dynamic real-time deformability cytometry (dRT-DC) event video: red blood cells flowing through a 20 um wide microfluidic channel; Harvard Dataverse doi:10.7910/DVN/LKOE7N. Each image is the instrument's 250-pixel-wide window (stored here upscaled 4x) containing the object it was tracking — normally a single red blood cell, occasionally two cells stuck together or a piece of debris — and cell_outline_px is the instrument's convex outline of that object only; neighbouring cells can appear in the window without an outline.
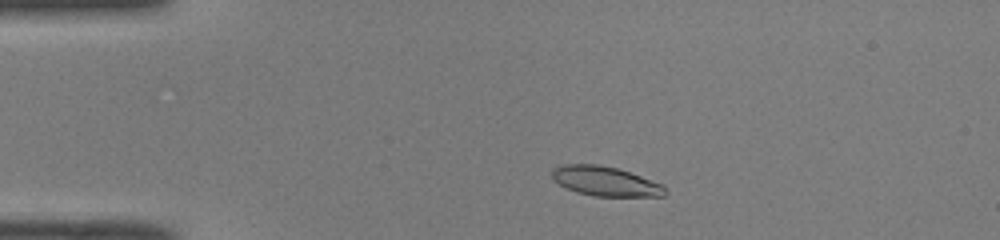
{"species": "common noctule bat (a hibernating species)", "species_latin": "Nyctalus noctula", "temperature_condition": "room temperature", "stored_images_in_passage": 44, "camera_frame_rate_fps": 3000, "um_per_image_px": 0.085, "animal": {"sex": "male", "body_mass_g": 19.0, "forearm_length_mm": 50.8}, "frame": {"image": 1, "passage_image": 5, "time_ms": 1.333, "image_size_px": [1000, 240], "cell_outline_px": [[668, 192], [664, 196], [592, 196], [576, 192], [552, 180], [552, 168], [560, 164], [596, 164], [616, 168], [664, 184]], "centroid_in_image_um": [51.45, 15.41], "position_along_channel_um": 33.6, "area_um2": 19.54}}
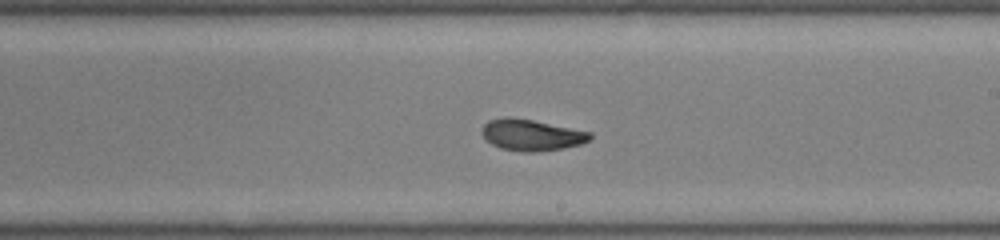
{"frame": {"image": 2, "passage_image": 24, "time_ms": 7.667, "image_size_px": [1000, 240], "cell_outline_px": [[592, 140], [580, 144], [564, 148], [536, 152], [524, 152], [500, 148], [492, 144], [480, 132], [480, 128], [488, 120], [512, 116], [592, 132]], "centroid_in_image_um": [45.18, 11.47], "position_along_channel_um": 243.8, "area_um2": 19.83}}
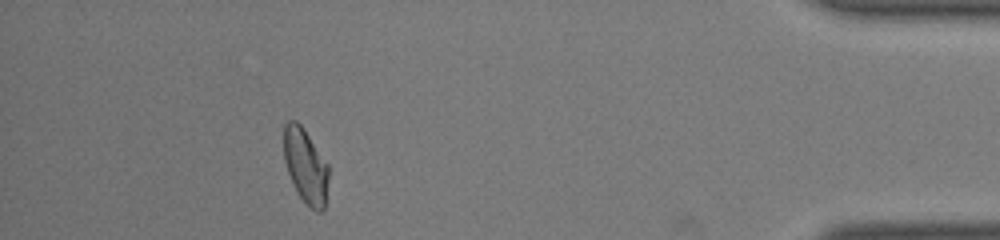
{"frame": {"image": 3, "passage_image": 40, "time_ms": 13.0, "image_size_px": [1000, 240], "cell_outline_px": [[328, 180], [324, 208], [320, 212], [316, 212], [296, 192], [288, 172], [284, 160], [284, 124], [288, 120], [296, 120], [304, 128], [328, 164]], "centroid_in_image_um": [25.96, 14.07], "position_along_channel_um": 409.2, "area_um2": 19.36}, "authors_computed_cell_mechanics": {"area_um2": 19.8254, "velocity_mm_per_s": 4.0738, "shape_relaxation_time_tau1_ms": null, "shape_relaxation_time_tau2_ms": 1.5566, "deformation_change_tau1": null, "deformation_change_tau2": 0.0671}}